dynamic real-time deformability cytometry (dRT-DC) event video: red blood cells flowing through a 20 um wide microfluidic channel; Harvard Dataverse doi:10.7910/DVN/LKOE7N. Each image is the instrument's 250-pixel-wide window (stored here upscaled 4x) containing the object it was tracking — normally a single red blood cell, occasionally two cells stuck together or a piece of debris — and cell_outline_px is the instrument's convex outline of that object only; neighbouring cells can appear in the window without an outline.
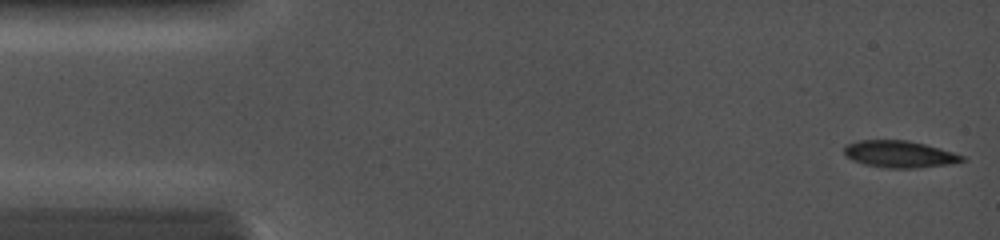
{"species": "common noctule bat (a hibernating species)", "species_latin": "Nyctalus noctula", "temperature_condition": "cold", "stored_images_in_passage": 19, "camera_frame_rate_fps": 5000, "um_per_image_px": 0.085, "animal": {"sex": "female", "body_mass_g": 19.0, "forearm_length_mm": 56.7}, "frame": {"image": 1, "passage_image": 2, "time_ms": 0.2, "image_size_px": [1000, 240], "cell_outline_px": [[968, 160], [948, 164], [916, 168], [888, 168], [864, 164], [852, 160], [844, 152], [844, 144], [860, 140], [908, 140], [940, 148], [964, 156]], "centroid_in_image_um": [76.45, 13.1], "position_along_channel_um": 8.5, "area_um2": 18.44}}